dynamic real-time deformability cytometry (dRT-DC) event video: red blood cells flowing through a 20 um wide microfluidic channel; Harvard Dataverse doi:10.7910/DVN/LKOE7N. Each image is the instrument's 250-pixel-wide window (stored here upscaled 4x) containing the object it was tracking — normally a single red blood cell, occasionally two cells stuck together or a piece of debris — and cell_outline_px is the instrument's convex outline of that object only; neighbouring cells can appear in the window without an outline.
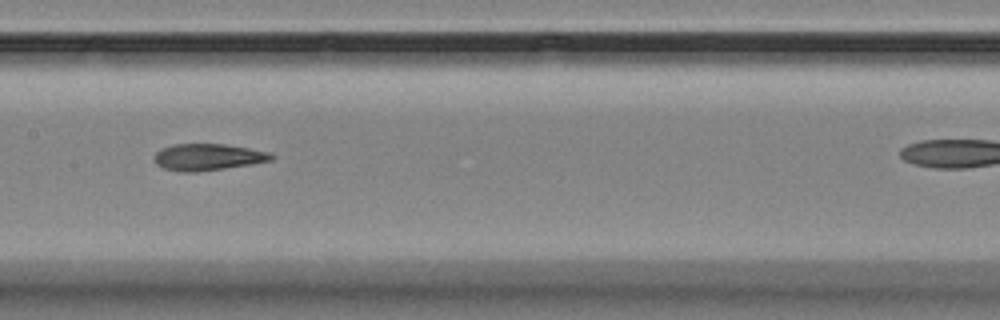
{"species": "Egyptian fruit bat (a non-hibernating species)", "species_latin": "Rousettus aegyptiacus", "temperature_condition": "room temperature", "stored_images_in_passage": 15, "camera_frame_rate_fps": 3000, "um_per_image_px": 0.085, "animal": {"sex": "female"}, "frame": {"image": 1, "passage_image": 9, "time_ms": 9.333, "image_size_px": [1000, 320], "cell_outline_px": [[272, 160], [252, 164], [196, 172], [180, 172], [164, 168], [156, 164], [152, 156], [160, 148], [172, 144], [224, 144], [248, 148], [268, 152], [272, 156]], "centroid_in_image_um": [17.59, 13.35], "position_along_channel_um": 189.8, "area_um2": 18.15}}
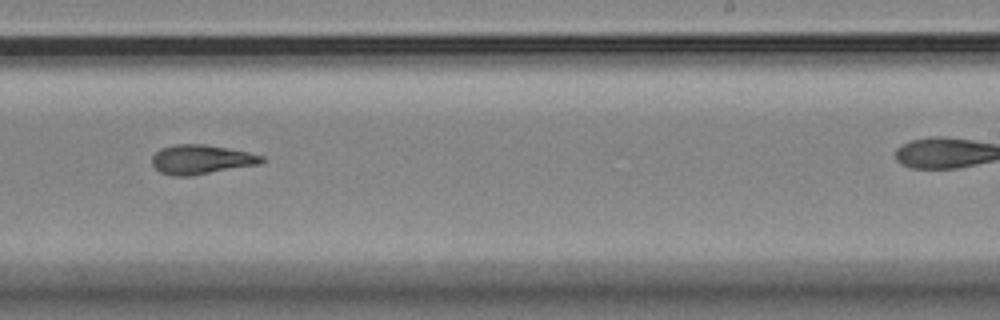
{"frame": {"image": 2, "passage_image": 11, "time_ms": 11.667, "image_size_px": [1000, 320], "cell_outline_px": [[264, 160], [260, 164], [192, 176], [172, 176], [160, 172], [152, 164], [152, 156], [160, 148], [176, 144], [204, 144], [248, 152], [264, 156]], "centroid_in_image_um": [17.09, 13.56], "position_along_channel_um": 271.9, "area_um2": 18.79}}
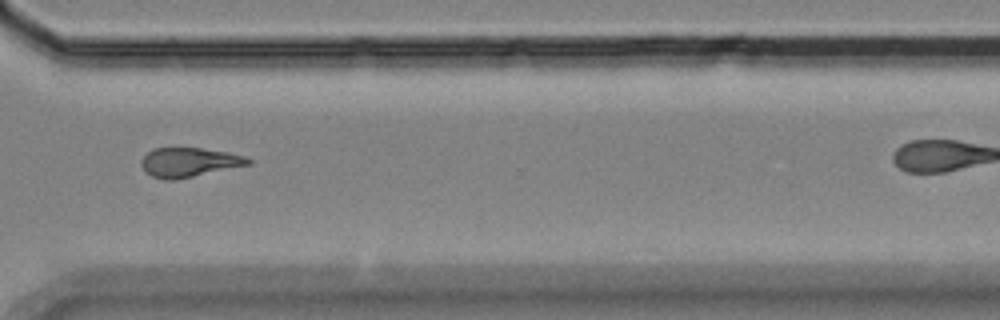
{"frame": {"image": 3, "passage_image": 13, "time_ms": 14.0, "image_size_px": [1000, 320], "cell_outline_px": [[252, 164], [176, 180], [164, 180], [152, 176], [144, 172], [140, 164], [140, 160], [148, 152], [156, 148], [200, 148], [228, 152], [244, 156], [252, 160]], "centroid_in_image_um": [16.06, 13.81], "position_along_channel_um": 354.5, "area_um2": 18.38}, "authors_computed_cell_mechanics": {"area_um2": 18.6116, "velocity_mm_per_s": 3.5414, "shape_relaxation_time_tau1_ms": 5.2296, "shape_relaxation_time_tau2_ms": 4.0311, "deformation_change_tau1": 0.1453, "deformation_change_tau2": 0.0849}}